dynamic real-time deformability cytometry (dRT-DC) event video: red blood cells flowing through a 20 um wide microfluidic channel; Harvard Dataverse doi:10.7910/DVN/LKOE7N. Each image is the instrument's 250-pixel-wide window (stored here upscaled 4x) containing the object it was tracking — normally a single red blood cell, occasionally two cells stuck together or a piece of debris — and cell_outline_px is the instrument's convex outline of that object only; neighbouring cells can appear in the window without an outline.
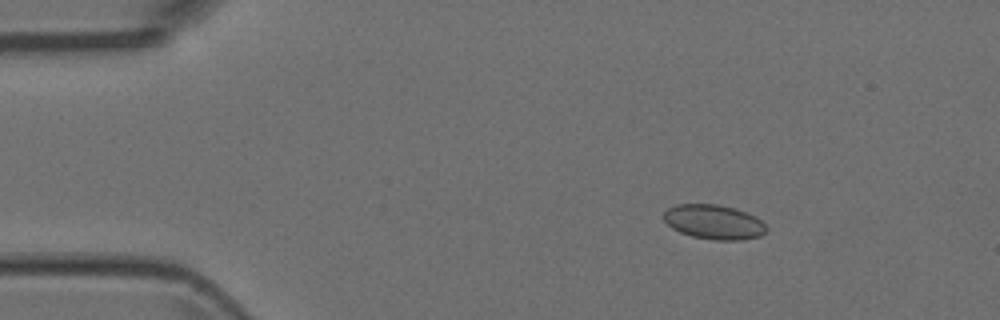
{"species": "Egyptian fruit bat (a non-hibernating species)", "species_latin": "Rousettus aegyptiacus", "temperature_condition": "room temperature", "stored_images_in_passage": 3, "camera_frame_rate_fps": 3000, "um_per_image_px": 0.085, "animal": {"sex": "female"}, "frame": {"image": 1, "passage_image": 1, "time_ms": 0.0, "image_size_px": [1000, 320], "cell_outline_px": [[768, 228], [760, 236], [744, 240], [712, 240], [692, 236], [680, 232], [672, 228], [664, 220], [664, 212], [668, 208], [676, 204], [716, 204], [736, 208], [748, 212], [756, 216]], "centroid_in_image_um": [60.7, 18.86], "position_along_channel_um": 24.3, "area_um2": 20.81}}